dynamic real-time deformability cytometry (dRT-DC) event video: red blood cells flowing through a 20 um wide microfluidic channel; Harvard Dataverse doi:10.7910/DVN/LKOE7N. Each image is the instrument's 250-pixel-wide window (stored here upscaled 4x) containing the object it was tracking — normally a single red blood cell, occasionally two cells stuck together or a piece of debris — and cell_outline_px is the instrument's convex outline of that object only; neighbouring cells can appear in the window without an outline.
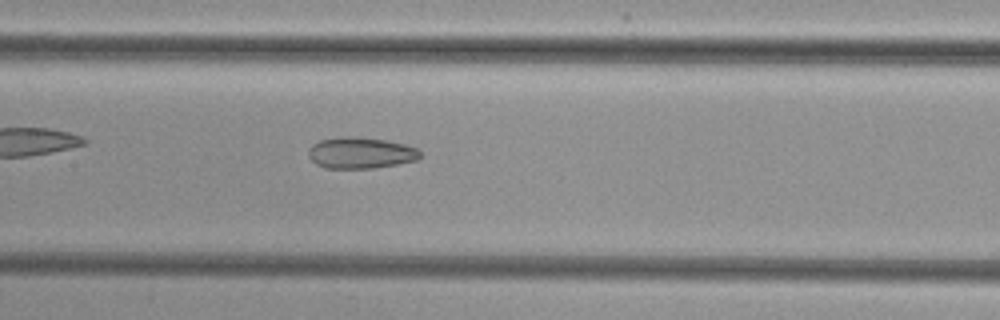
{"species": "common noctule bat (a hibernating species)", "species_latin": "Nyctalus noctula", "temperature_condition": "cold", "stored_images_in_passage": 39, "camera_frame_rate_fps": 3000, "um_per_image_px": 0.085, "animal": {"sex": "female", "body_mass_g": 29.2, "forearm_length_mm": 56.3}, "frame": {"image": 1, "passage_image": 12, "time_ms": 3.667, "image_size_px": [1000, 320], "cell_outline_px": [[420, 156], [416, 160], [396, 164], [372, 168], [324, 168], [316, 164], [308, 156], [308, 148], [312, 144], [320, 140], [340, 136], [352, 136], [388, 140], [404, 144], [416, 148], [420, 152]], "centroid_in_image_um": [30.61, 12.98], "position_along_channel_um": 176.8, "area_um2": 20.4}}